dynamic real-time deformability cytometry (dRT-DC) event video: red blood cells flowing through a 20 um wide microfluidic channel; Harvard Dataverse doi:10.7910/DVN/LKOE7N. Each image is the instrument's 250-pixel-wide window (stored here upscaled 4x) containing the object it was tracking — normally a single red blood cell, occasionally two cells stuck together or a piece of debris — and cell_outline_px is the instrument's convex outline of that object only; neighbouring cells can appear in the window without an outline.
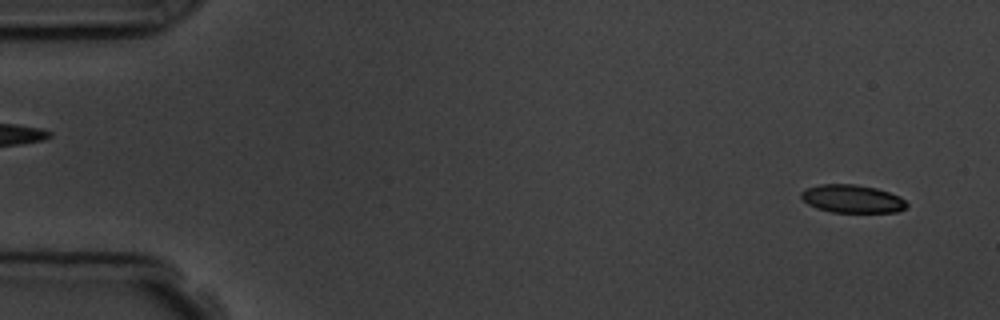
{"species": "common noctule bat (a hibernating species)", "species_latin": "Nyctalus noctula", "temperature_condition": "room temperature", "stored_images_in_passage": 3, "segment_of_instrument_passage": [2, 2], "camera_frame_rate_fps": 3000, "um_per_image_px": 0.085, "animal": {"sex": "male", "body_mass_g": 19.5, "forearm_length_mm": 54.6}, "frame": {"image": 1, "passage_image": 3, "time_ms": 3.333, "image_size_px": [1000, 320], "cell_outline_px": [[908, 204], [904, 208], [896, 212], [832, 212], [816, 208], [808, 204], [800, 196], [800, 192], [808, 188], [820, 184], [856, 184], [876, 188], [900, 196]], "centroid_in_image_um": [72.42, 16.89], "position_along_channel_um": 12.6, "area_um2": 17.17}}